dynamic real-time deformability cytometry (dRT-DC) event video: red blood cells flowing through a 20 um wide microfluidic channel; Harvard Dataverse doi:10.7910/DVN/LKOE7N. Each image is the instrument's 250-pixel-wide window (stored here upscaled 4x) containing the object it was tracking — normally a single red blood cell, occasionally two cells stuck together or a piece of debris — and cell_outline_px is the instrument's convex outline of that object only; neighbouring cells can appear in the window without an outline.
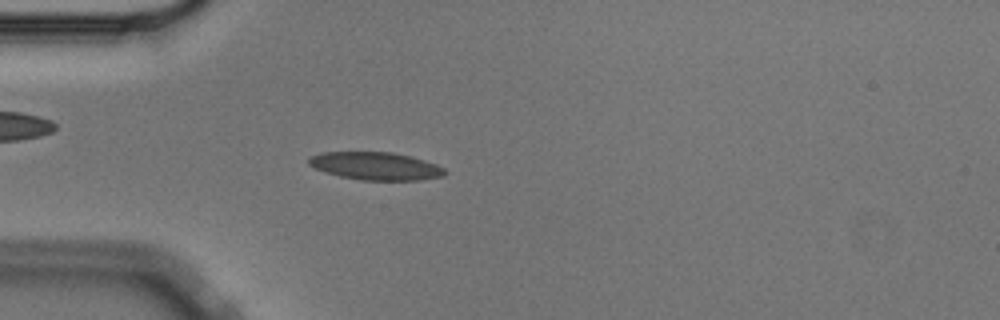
{"species": "Egyptian fruit bat (a non-hibernating species)", "species_latin": "Rousettus aegyptiacus", "temperature_condition": "cold", "stored_images_in_passage": 55, "camera_frame_rate_fps": 3000, "um_per_image_px": 0.085, "animal": {"sex": "male"}, "frame": {"image": 1, "passage_image": 15, "time_ms": 4.667, "image_size_px": [1000, 320], "cell_outline_px": [[448, 172], [444, 176], [420, 180], [360, 180], [340, 176], [324, 172], [308, 164], [308, 160], [312, 156], [324, 152], [392, 152], [424, 160], [436, 164], [444, 168]], "centroid_in_image_um": [31.96, 14.12], "position_along_channel_um": 53.0, "area_um2": 21.96}}
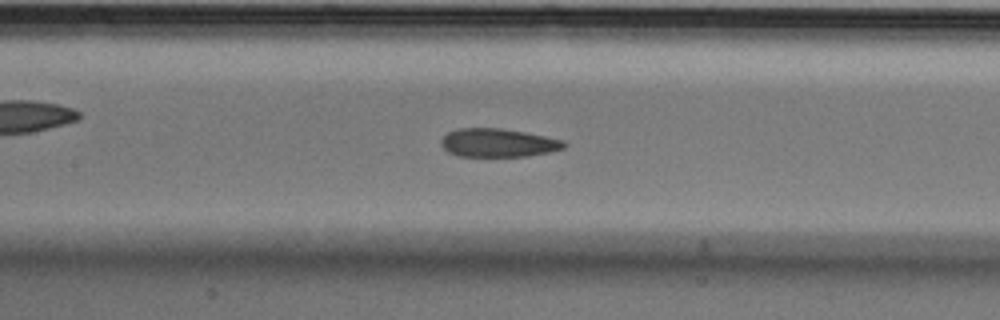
{"frame": {"image": 2, "passage_image": 25, "time_ms": 8.0, "image_size_px": [1000, 320], "cell_outline_px": [[568, 144], [564, 148], [548, 152], [528, 156], [456, 156], [448, 152], [440, 144], [440, 140], [448, 132], [460, 128], [500, 128], [524, 132], [564, 140]], "centroid_in_image_um": [42.32, 12.14], "position_along_channel_um": 165.1, "area_um2": 20.35}}
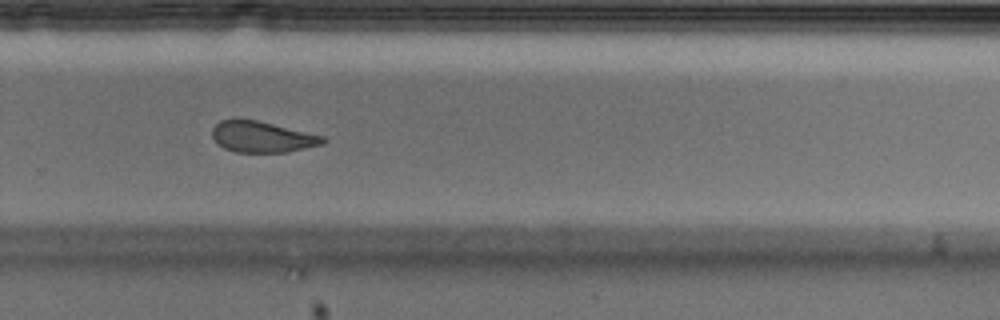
{"frame": {"image": 3, "passage_image": 37, "time_ms": 12.0, "image_size_px": [1000, 320], "cell_outline_px": [[328, 140], [324, 144], [288, 152], [236, 152], [224, 148], [216, 144], [212, 136], [212, 128], [220, 120], [256, 120], [324, 136]], "centroid_in_image_um": [22.29, 11.65], "position_along_channel_um": 307.5, "area_um2": 19.94}, "authors_computed_cell_mechanics": {"area_um2": 21.386, "velocity_mm_per_s": 3.5758, "shape_relaxation_time_tau1_ms": 5.9232, "shape_relaxation_time_tau2_ms": 2.6053, "deformation_change_tau1": 0.1303, "deformation_change_tau2": 0.0806}}